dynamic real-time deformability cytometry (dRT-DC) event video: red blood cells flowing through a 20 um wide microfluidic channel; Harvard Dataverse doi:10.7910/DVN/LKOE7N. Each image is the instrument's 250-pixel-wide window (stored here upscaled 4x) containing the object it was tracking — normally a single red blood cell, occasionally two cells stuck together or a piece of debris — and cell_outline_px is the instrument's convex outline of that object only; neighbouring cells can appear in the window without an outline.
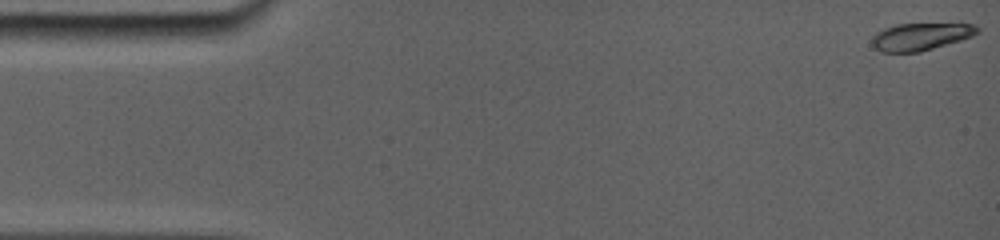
{"species": "common noctule bat (a hibernating species)", "species_latin": "Nyctalus noctula", "temperature_condition": "room temperature", "stored_images_in_passage": 7, "camera_frame_rate_fps": 5000, "um_per_image_px": 0.085, "animal": {"sex": "female", "body_mass_g": 19.0, "forearm_length_mm": 56.7}, "frame": {"image": 1, "passage_image": 1, "time_ms": 0.0, "image_size_px": [1000, 240], "cell_outline_px": [[980, 32], [972, 36], [960, 40], [920, 52], [880, 52], [872, 44], [872, 36], [876, 32], [884, 28], [896, 24], [976, 24], [980, 28]], "centroid_in_image_um": [78.25, 3.11], "position_along_channel_um": 6.7, "area_um2": 16.76}}
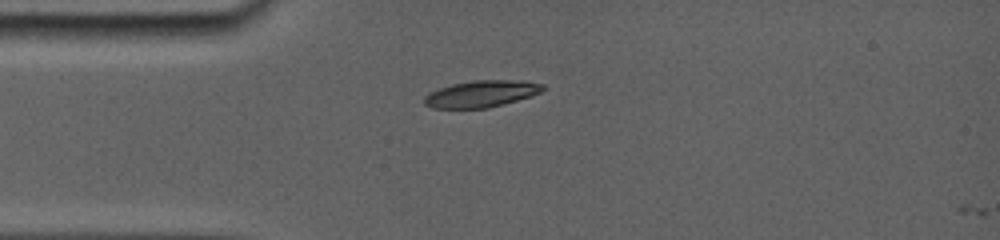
{"frame": {"image": 2, "passage_image": 6, "time_ms": 4.0, "image_size_px": [1000, 240], "cell_outline_px": [[548, 88], [532, 96], [488, 108], [432, 108], [424, 104], [424, 96], [428, 92], [452, 84], [472, 80], [512, 80], [544, 84]], "centroid_in_image_um": [40.91, 7.97], "position_along_channel_um": 44.1, "area_um2": 18.5}}